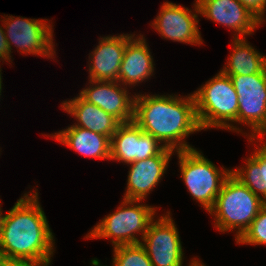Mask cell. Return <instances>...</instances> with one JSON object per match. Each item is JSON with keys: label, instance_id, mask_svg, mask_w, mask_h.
Returning <instances> with one entry per match:
<instances>
[{"label": "cell", "instance_id": "44dd1931", "mask_svg": "<svg viewBox=\"0 0 266 266\" xmlns=\"http://www.w3.org/2000/svg\"><path fill=\"white\" fill-rule=\"evenodd\" d=\"M113 248L112 266H153L144 247L140 243L119 245ZM100 263L97 258L92 259L90 262L91 266H102Z\"/></svg>", "mask_w": 266, "mask_h": 266}, {"label": "cell", "instance_id": "6da1fadb", "mask_svg": "<svg viewBox=\"0 0 266 266\" xmlns=\"http://www.w3.org/2000/svg\"><path fill=\"white\" fill-rule=\"evenodd\" d=\"M36 191L26 192L5 214L0 258L49 266L56 242Z\"/></svg>", "mask_w": 266, "mask_h": 266}, {"label": "cell", "instance_id": "8992f818", "mask_svg": "<svg viewBox=\"0 0 266 266\" xmlns=\"http://www.w3.org/2000/svg\"><path fill=\"white\" fill-rule=\"evenodd\" d=\"M175 154L179 160L180 178L192 198L209 212L225 179L231 174V169L222 166L220 170L196 148L175 151Z\"/></svg>", "mask_w": 266, "mask_h": 266}, {"label": "cell", "instance_id": "7a4b0ae2", "mask_svg": "<svg viewBox=\"0 0 266 266\" xmlns=\"http://www.w3.org/2000/svg\"><path fill=\"white\" fill-rule=\"evenodd\" d=\"M135 95L133 121L143 132L174 151L194 149L186 141L189 135L201 131L193 93L187 96Z\"/></svg>", "mask_w": 266, "mask_h": 266}, {"label": "cell", "instance_id": "7c38bea8", "mask_svg": "<svg viewBox=\"0 0 266 266\" xmlns=\"http://www.w3.org/2000/svg\"><path fill=\"white\" fill-rule=\"evenodd\" d=\"M199 14L234 31L233 37L253 35L264 24L254 13L238 0H195Z\"/></svg>", "mask_w": 266, "mask_h": 266}, {"label": "cell", "instance_id": "83f0119b", "mask_svg": "<svg viewBox=\"0 0 266 266\" xmlns=\"http://www.w3.org/2000/svg\"><path fill=\"white\" fill-rule=\"evenodd\" d=\"M1 71H2V69H1V66H0V97L2 95L1 93H2V84H3L2 83V72Z\"/></svg>", "mask_w": 266, "mask_h": 266}, {"label": "cell", "instance_id": "7402d4cb", "mask_svg": "<svg viewBox=\"0 0 266 266\" xmlns=\"http://www.w3.org/2000/svg\"><path fill=\"white\" fill-rule=\"evenodd\" d=\"M236 244L266 245V203L244 233L235 240Z\"/></svg>", "mask_w": 266, "mask_h": 266}, {"label": "cell", "instance_id": "603a6c76", "mask_svg": "<svg viewBox=\"0 0 266 266\" xmlns=\"http://www.w3.org/2000/svg\"><path fill=\"white\" fill-rule=\"evenodd\" d=\"M241 4L247 7L254 13L263 23L266 22V0H238ZM265 19V20H264Z\"/></svg>", "mask_w": 266, "mask_h": 266}, {"label": "cell", "instance_id": "9c48e42d", "mask_svg": "<svg viewBox=\"0 0 266 266\" xmlns=\"http://www.w3.org/2000/svg\"><path fill=\"white\" fill-rule=\"evenodd\" d=\"M178 228L169 211L154 218L140 244L153 266H183L184 253Z\"/></svg>", "mask_w": 266, "mask_h": 266}, {"label": "cell", "instance_id": "30bf717a", "mask_svg": "<svg viewBox=\"0 0 266 266\" xmlns=\"http://www.w3.org/2000/svg\"><path fill=\"white\" fill-rule=\"evenodd\" d=\"M193 11L183 5L164 2L160 11L151 23V27L161 35L162 39L172 40L190 45H201L203 39L198 29L199 8L194 3ZM195 12V13H194Z\"/></svg>", "mask_w": 266, "mask_h": 266}, {"label": "cell", "instance_id": "ac0fdd59", "mask_svg": "<svg viewBox=\"0 0 266 266\" xmlns=\"http://www.w3.org/2000/svg\"><path fill=\"white\" fill-rule=\"evenodd\" d=\"M48 137L61 142L81 156L110 160L111 140L102 134L70 125L59 132L49 134Z\"/></svg>", "mask_w": 266, "mask_h": 266}, {"label": "cell", "instance_id": "2e32d148", "mask_svg": "<svg viewBox=\"0 0 266 266\" xmlns=\"http://www.w3.org/2000/svg\"><path fill=\"white\" fill-rule=\"evenodd\" d=\"M143 35L134 36L125 47L118 81L126 87L136 86L154 75V60Z\"/></svg>", "mask_w": 266, "mask_h": 266}, {"label": "cell", "instance_id": "e0dca14e", "mask_svg": "<svg viewBox=\"0 0 266 266\" xmlns=\"http://www.w3.org/2000/svg\"><path fill=\"white\" fill-rule=\"evenodd\" d=\"M61 108L76 119L74 126L102 134L110 140L121 124L113 115L87 102L80 95L63 101Z\"/></svg>", "mask_w": 266, "mask_h": 266}, {"label": "cell", "instance_id": "484cf974", "mask_svg": "<svg viewBox=\"0 0 266 266\" xmlns=\"http://www.w3.org/2000/svg\"><path fill=\"white\" fill-rule=\"evenodd\" d=\"M188 266H206V265H204V263H202V261L198 260L197 258H193Z\"/></svg>", "mask_w": 266, "mask_h": 266}, {"label": "cell", "instance_id": "cb8c5ba5", "mask_svg": "<svg viewBox=\"0 0 266 266\" xmlns=\"http://www.w3.org/2000/svg\"><path fill=\"white\" fill-rule=\"evenodd\" d=\"M11 58H12L11 52L8 47L7 39L4 32V27L2 24V26L0 25V62L1 60H3L12 63L13 60Z\"/></svg>", "mask_w": 266, "mask_h": 266}, {"label": "cell", "instance_id": "9a60e30c", "mask_svg": "<svg viewBox=\"0 0 266 266\" xmlns=\"http://www.w3.org/2000/svg\"><path fill=\"white\" fill-rule=\"evenodd\" d=\"M135 35L127 33L117 36L108 35L100 37L98 45L89 53V79L96 81H118L126 44Z\"/></svg>", "mask_w": 266, "mask_h": 266}, {"label": "cell", "instance_id": "52a82bcc", "mask_svg": "<svg viewBox=\"0 0 266 266\" xmlns=\"http://www.w3.org/2000/svg\"><path fill=\"white\" fill-rule=\"evenodd\" d=\"M4 18V19H3ZM1 20L8 47L11 53L12 45L21 54H32L40 57L55 58L56 48L53 42V24L48 19H31L3 15ZM54 56V57H53Z\"/></svg>", "mask_w": 266, "mask_h": 266}, {"label": "cell", "instance_id": "5b68a950", "mask_svg": "<svg viewBox=\"0 0 266 266\" xmlns=\"http://www.w3.org/2000/svg\"><path fill=\"white\" fill-rule=\"evenodd\" d=\"M140 202L123 198L118 208L101 219L84 238H110L113 247L140 243L157 213V207ZM140 234L141 239L137 237Z\"/></svg>", "mask_w": 266, "mask_h": 266}, {"label": "cell", "instance_id": "ba28073f", "mask_svg": "<svg viewBox=\"0 0 266 266\" xmlns=\"http://www.w3.org/2000/svg\"><path fill=\"white\" fill-rule=\"evenodd\" d=\"M238 95V124L251 127L248 137H266V69L252 75H227Z\"/></svg>", "mask_w": 266, "mask_h": 266}, {"label": "cell", "instance_id": "ffe728a7", "mask_svg": "<svg viewBox=\"0 0 266 266\" xmlns=\"http://www.w3.org/2000/svg\"><path fill=\"white\" fill-rule=\"evenodd\" d=\"M246 38L233 37L232 52L220 69L225 75H252L266 69V56L251 46Z\"/></svg>", "mask_w": 266, "mask_h": 266}, {"label": "cell", "instance_id": "4316f807", "mask_svg": "<svg viewBox=\"0 0 266 266\" xmlns=\"http://www.w3.org/2000/svg\"><path fill=\"white\" fill-rule=\"evenodd\" d=\"M2 208H1V201H0V236H1V230H2V224H3V219H4V214L2 213Z\"/></svg>", "mask_w": 266, "mask_h": 266}, {"label": "cell", "instance_id": "d4e9b609", "mask_svg": "<svg viewBox=\"0 0 266 266\" xmlns=\"http://www.w3.org/2000/svg\"><path fill=\"white\" fill-rule=\"evenodd\" d=\"M0 266H40L23 260H11L0 258Z\"/></svg>", "mask_w": 266, "mask_h": 266}, {"label": "cell", "instance_id": "3957f363", "mask_svg": "<svg viewBox=\"0 0 266 266\" xmlns=\"http://www.w3.org/2000/svg\"><path fill=\"white\" fill-rule=\"evenodd\" d=\"M193 95L201 130L223 128L244 133L238 126H234L238 123L239 104L238 95L229 76L219 71L194 91Z\"/></svg>", "mask_w": 266, "mask_h": 266}, {"label": "cell", "instance_id": "8fae6325", "mask_svg": "<svg viewBox=\"0 0 266 266\" xmlns=\"http://www.w3.org/2000/svg\"><path fill=\"white\" fill-rule=\"evenodd\" d=\"M165 147L134 122L121 123L112 135L110 160L125 164L158 155Z\"/></svg>", "mask_w": 266, "mask_h": 266}, {"label": "cell", "instance_id": "4fadbf2b", "mask_svg": "<svg viewBox=\"0 0 266 266\" xmlns=\"http://www.w3.org/2000/svg\"><path fill=\"white\" fill-rule=\"evenodd\" d=\"M88 81L89 86L79 93L84 100L113 115L121 123L133 121L136 95L131 96L126 86L117 81Z\"/></svg>", "mask_w": 266, "mask_h": 266}, {"label": "cell", "instance_id": "d6986e66", "mask_svg": "<svg viewBox=\"0 0 266 266\" xmlns=\"http://www.w3.org/2000/svg\"><path fill=\"white\" fill-rule=\"evenodd\" d=\"M266 137H248L255 142L254 152L246 158L244 167L231 169V173L266 203ZM258 140V141H257ZM260 143L257 146V143ZM264 142V143H263Z\"/></svg>", "mask_w": 266, "mask_h": 266}, {"label": "cell", "instance_id": "277c9868", "mask_svg": "<svg viewBox=\"0 0 266 266\" xmlns=\"http://www.w3.org/2000/svg\"><path fill=\"white\" fill-rule=\"evenodd\" d=\"M265 202L232 173L225 179L209 214L220 232L236 231L237 240L256 218ZM234 229V230H233Z\"/></svg>", "mask_w": 266, "mask_h": 266}, {"label": "cell", "instance_id": "5bb4252c", "mask_svg": "<svg viewBox=\"0 0 266 266\" xmlns=\"http://www.w3.org/2000/svg\"><path fill=\"white\" fill-rule=\"evenodd\" d=\"M174 150L164 148L158 155L128 164L127 187L124 199L145 200L161 182Z\"/></svg>", "mask_w": 266, "mask_h": 266}]
</instances>
